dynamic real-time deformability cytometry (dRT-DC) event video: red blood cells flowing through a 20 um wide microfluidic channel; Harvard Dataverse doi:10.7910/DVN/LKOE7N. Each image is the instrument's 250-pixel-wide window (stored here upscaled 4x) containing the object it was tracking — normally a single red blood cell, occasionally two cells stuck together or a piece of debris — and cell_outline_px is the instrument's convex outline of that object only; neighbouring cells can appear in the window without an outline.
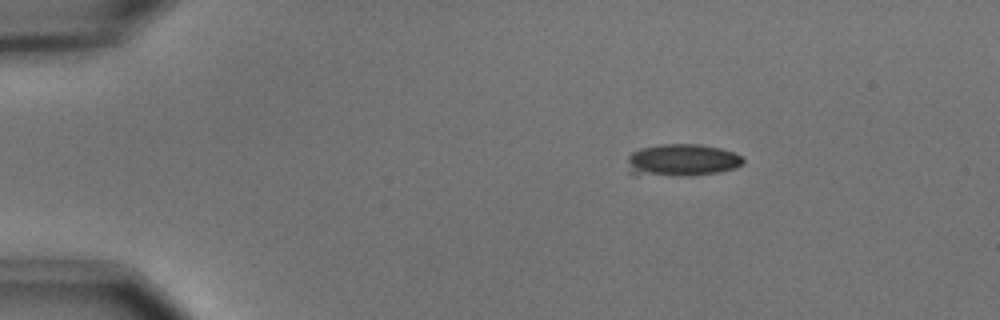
{"species": "common noctule bat (a hibernating species)", "species_latin": "Nyctalus noctula", "temperature_condition": "cold", "stored_images_in_passage": 10, "camera_frame_rate_fps": 3000, "um_per_image_px": 0.085, "animal": {"sex": "male", "body_mass_g": 15.6}, "frame": {"image": 1, "passage_image": 1, "time_ms": 0.0, "image_size_px": [1000, 320], "cell_outline_px": [[744, 164], [736, 168], [720, 172], [692, 176], [680, 176], [628, 172], [628, 156], [632, 152], [640, 148], [660, 144], [700, 144], [720, 148], [744, 156]], "centroid_in_image_um": [58.04, 13.6], "position_along_channel_um": 27.0, "area_um2": 21.79}}
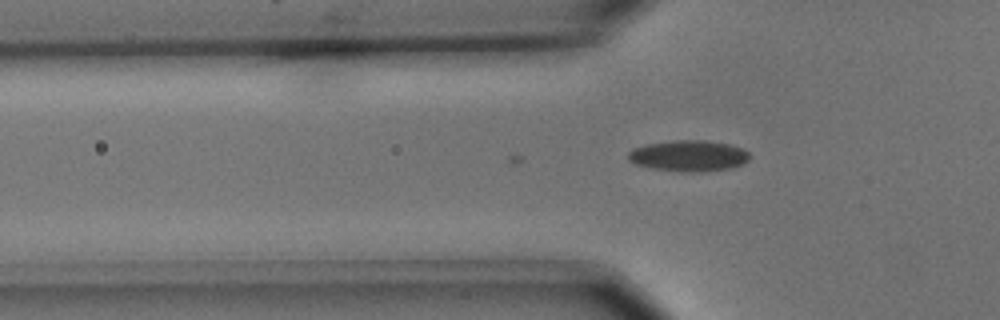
{"frame": {"image": 2, "passage_image": 10, "time_ms": 3.0, "image_size_px": [1000, 320], "cell_outline_px": [[748, 160], [744, 164], [732, 168], [700, 172], [680, 172], [652, 168], [636, 164], [628, 160], [628, 152], [632, 148], [648, 144], [672, 140], [704, 140], [732, 144], [744, 148], [748, 152]], "centroid_in_image_um": [58.56, 13.24], "position_along_channel_um": 67.2, "area_um2": 22.25}}